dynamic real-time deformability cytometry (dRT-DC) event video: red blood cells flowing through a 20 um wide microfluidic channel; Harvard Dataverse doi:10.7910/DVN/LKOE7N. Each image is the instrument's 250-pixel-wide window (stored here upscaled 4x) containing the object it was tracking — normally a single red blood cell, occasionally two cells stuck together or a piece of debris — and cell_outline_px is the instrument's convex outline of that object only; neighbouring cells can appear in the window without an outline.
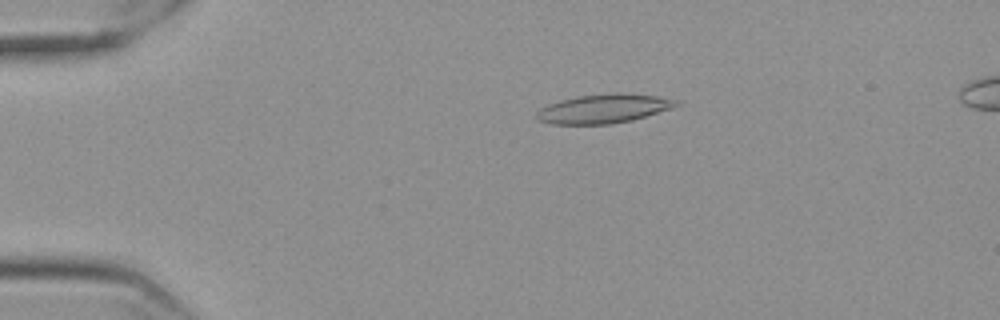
{"species": "Egyptian fruit bat (a non-hibernating species)", "species_latin": "Rousettus aegyptiacus", "temperature_condition": "cold", "stored_images_in_passage": 51, "camera_frame_rate_fps": 3000, "um_per_image_px": 0.085, "frame": {"image": 1, "passage_image": 6, "time_ms": 1.667, "image_size_px": [1000, 320], "cell_outline_px": [[680, 104], [632, 120], [608, 124], [552, 124], [540, 120], [536, 116], [536, 112], [540, 108], [548, 104], [560, 100], [576, 96], [616, 92], [620, 92], [656, 96], [676, 100]], "centroid_in_image_um": [51.24, 9.22], "position_along_channel_um": 33.8, "area_um2": 23.29}}
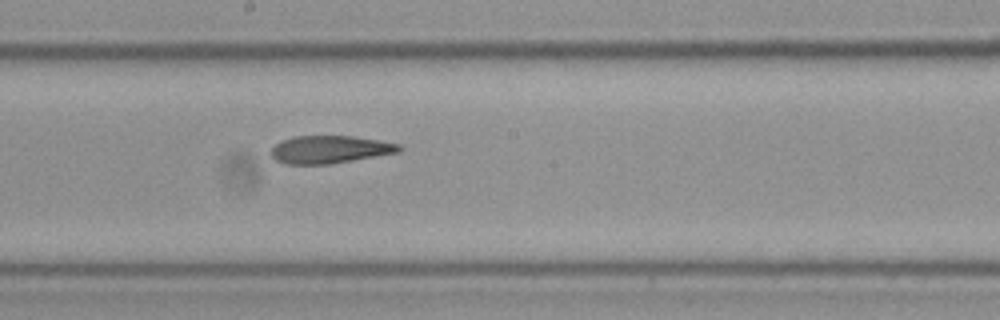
{"frame": {"image": 2, "passage_image": 26, "time_ms": 8.333, "image_size_px": [1000, 320], "cell_outline_px": [[404, 148], [400, 152], [328, 164], [288, 164], [276, 160], [272, 156], [272, 148], [280, 140], [292, 136], [352, 136], [400, 144]], "centroid_in_image_um": [28.04, 12.7], "position_along_channel_um": 220.2, "area_um2": 20.52}}
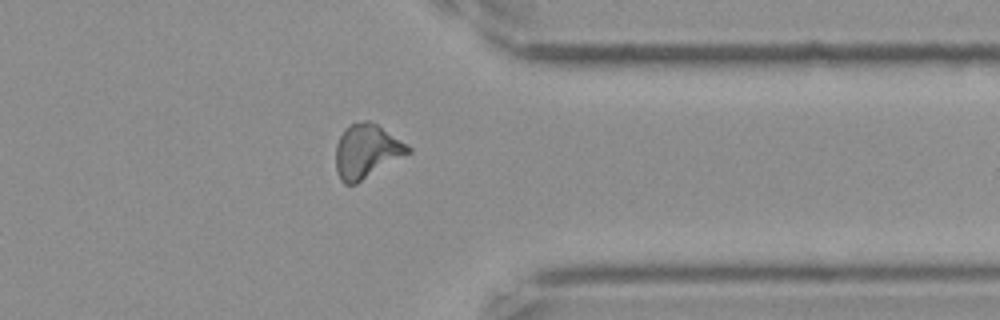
{"frame": {"image": 3, "passage_image": 40, "time_ms": 13.0, "image_size_px": [1000, 320], "cell_outline_px": [[412, 152], [356, 184], [344, 184], [340, 180], [336, 172], [336, 144], [344, 128], [348, 124], [364, 120], [368, 120], [376, 124], [412, 148]], "centroid_in_image_um": [31.14, 12.86], "position_along_channel_um": 380.3, "area_um2": 22.77}, "authors_computed_cell_mechanics": {"area_um2": 21.6172, "velocity_mm_per_s": 3.5563, "shape_relaxation_time_tau1_ms": null, "shape_relaxation_time_tau2_ms": 3.7467, "deformation_change_tau1": null, "deformation_change_tau2": 0.118}}